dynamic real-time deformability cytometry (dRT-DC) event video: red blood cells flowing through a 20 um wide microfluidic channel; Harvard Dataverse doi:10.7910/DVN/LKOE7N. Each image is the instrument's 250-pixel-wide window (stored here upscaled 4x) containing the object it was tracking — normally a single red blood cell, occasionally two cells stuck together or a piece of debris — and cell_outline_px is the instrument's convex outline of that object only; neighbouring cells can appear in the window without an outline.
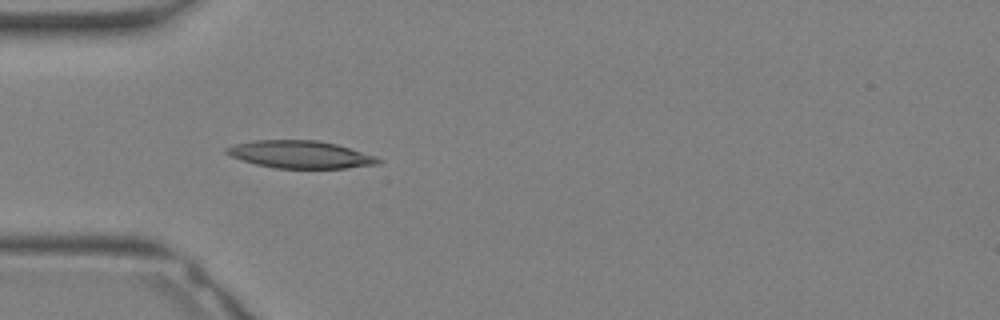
{"species": "Egyptian fruit bat (a non-hibernating species)", "species_latin": "Rousettus aegyptiacus", "temperature_condition": "warm", "stored_images_in_passage": 14, "camera_frame_rate_fps": 3000, "um_per_image_px": 0.085, "animal": {"sex": "female"}, "frame": {"image": 1, "passage_image": 10, "time_ms": 3.0, "image_size_px": [1000, 320], "cell_outline_px": [[384, 160], [380, 164], [348, 168], [276, 168], [256, 164], [232, 156], [224, 152], [224, 148], [236, 144], [252, 140], [316, 140], [336, 144], [376, 156]], "centroid_in_image_um": [25.56, 13.13], "position_along_channel_um": 59.4, "area_um2": 24.28}}
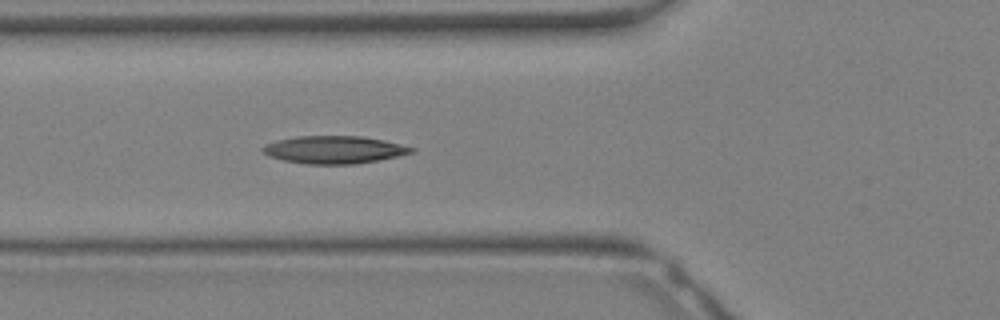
{"frame": {"image": 2, "passage_image": 12, "time_ms": 3.667, "image_size_px": [1000, 320], "cell_outline_px": [[416, 152], [380, 160], [356, 164], [304, 164], [284, 160], [268, 156], [260, 152], [260, 148], [264, 144], [276, 140], [296, 136], [360, 136], [384, 140], [416, 148]], "centroid_in_image_um": [28.37, 12.73], "position_along_channel_um": 97.4, "area_um2": 24.28}}
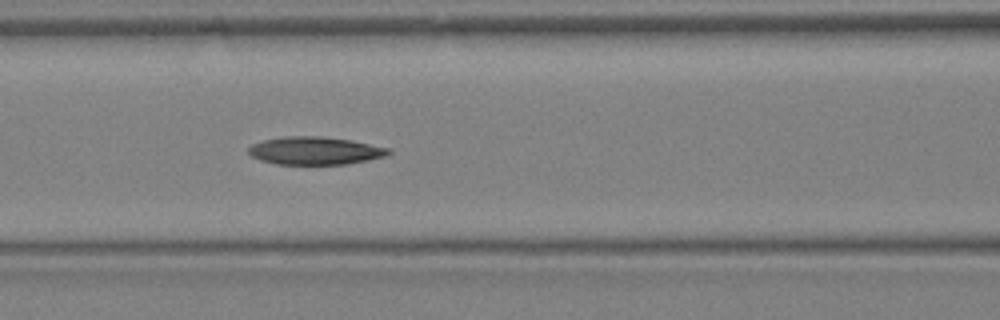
{"frame": {"image": 3, "passage_image": 14, "time_ms": 4.333, "image_size_px": [1000, 320], "cell_outline_px": [[392, 152], [384, 156], [368, 160], [348, 164], [276, 164], [260, 160], [252, 156], [248, 152], [248, 148], [252, 144], [264, 140], [284, 136], [320, 136], [348, 140], [392, 148]], "centroid_in_image_um": [26.78, 12.81], "position_along_channel_um": 139.8, "area_um2": 22.66}}